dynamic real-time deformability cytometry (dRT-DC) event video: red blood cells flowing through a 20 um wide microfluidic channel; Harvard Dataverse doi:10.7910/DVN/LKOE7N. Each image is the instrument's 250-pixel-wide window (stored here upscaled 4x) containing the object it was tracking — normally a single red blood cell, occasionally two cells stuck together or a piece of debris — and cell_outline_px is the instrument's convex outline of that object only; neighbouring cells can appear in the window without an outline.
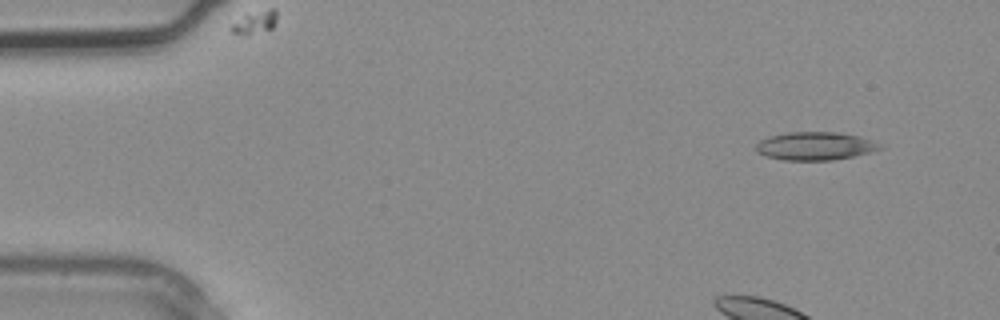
{"species": "common noctule bat (a hibernating species)", "species_latin": "Nyctalus noctula", "temperature_condition": "warm", "stored_images_in_passage": 3, "camera_frame_rate_fps": 3000, "um_per_image_px": 0.085, "animal": {"sex": "male", "body_mass_g": 20.4}, "frame": {"image": 1, "passage_image": 1, "time_ms": 0.0, "image_size_px": [1000, 320], "cell_outline_px": [[884, 148], [852, 156], [832, 160], [784, 160], [768, 156], [756, 152], [756, 144], [760, 140], [768, 136], [788, 132], [836, 132], [860, 136], [872, 140], [880, 144]], "centroid_in_image_um": [69.27, 12.4], "position_along_channel_um": 15.7, "area_um2": 20.23}}